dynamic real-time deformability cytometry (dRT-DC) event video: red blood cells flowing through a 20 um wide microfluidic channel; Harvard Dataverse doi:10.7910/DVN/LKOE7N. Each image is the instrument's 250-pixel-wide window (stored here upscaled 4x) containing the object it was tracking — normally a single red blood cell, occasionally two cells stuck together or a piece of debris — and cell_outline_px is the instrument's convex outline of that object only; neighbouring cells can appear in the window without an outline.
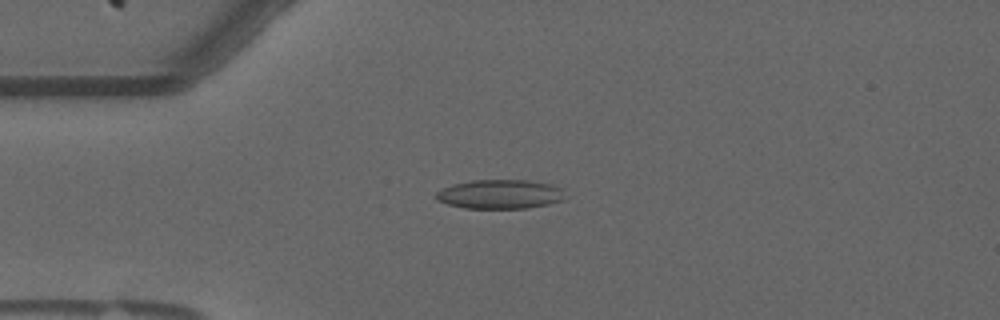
{"species": "common noctule bat (a hibernating species)", "species_latin": "Nyctalus noctula", "temperature_condition": "warm", "stored_images_in_passage": 48, "camera_frame_rate_fps": 3000, "um_per_image_px": 0.085, "animal": {"sex": "male", "forearm_length_mm": 52.5}, "frame": {"image": 1, "passage_image": 5, "time_ms": 1.333, "image_size_px": [1000, 320], "cell_outline_px": [[564, 200], [548, 204], [528, 208], [464, 208], [448, 204], [436, 200], [436, 192], [452, 184], [472, 180], [528, 180], [552, 184], [560, 188]], "centroid_in_image_um": [42.48, 16.5], "position_along_channel_um": 42.5, "area_um2": 21.85}}
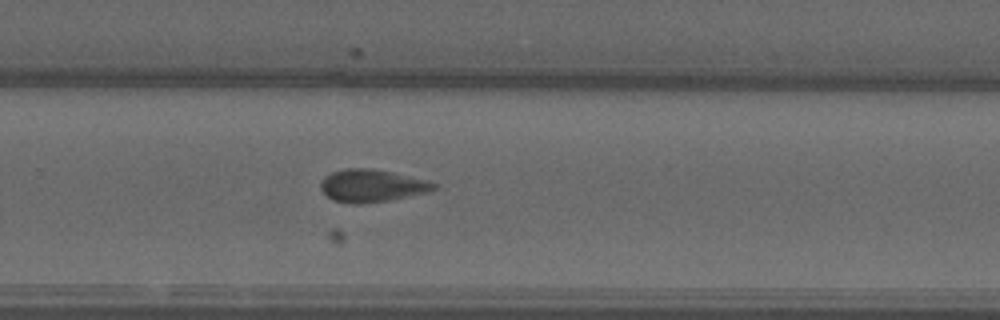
{"frame": {"image": 2, "passage_image": 28, "time_ms": 9.0, "image_size_px": [1000, 320], "cell_outline_px": [[436, 188], [424, 192], [388, 200], [356, 204], [352, 204], [332, 200], [320, 188], [320, 184], [324, 176], [332, 172], [348, 168], [368, 168], [392, 172], [428, 180], [436, 184]], "centroid_in_image_um": [31.56, 15.77], "position_along_channel_um": 298.2, "area_um2": 21.1}}
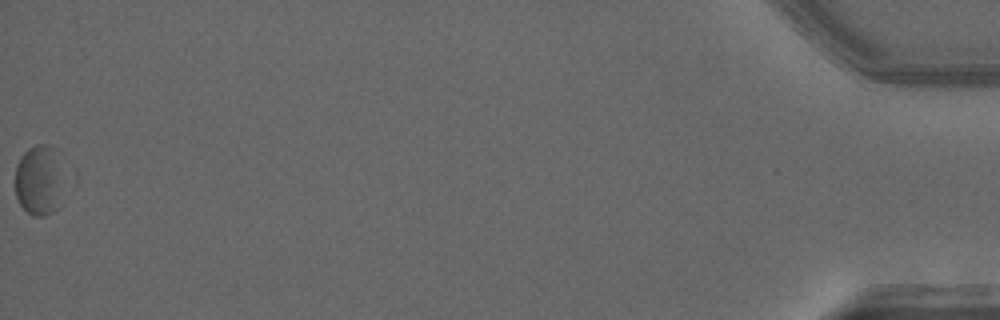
{"frame": {"image": 3, "passage_image": 48, "time_ms": 15.667, "image_size_px": [1000, 320], "cell_outline_px": [[64, 204], [60, 208], [44, 216], [32, 216], [20, 204], [16, 196], [16, 164], [20, 156], [28, 148], [36, 144], [52, 144]], "centroid_in_image_um": [3.28, 15.38], "position_along_channel_um": 431.9, "area_um2": 19.59}, "authors_computed_cell_mechanics": {"area_um2": 20.2589, "velocity_mm_per_s": 3.6014, "shape_relaxation_time_tau1_ms": null, "shape_relaxation_time_tau2_ms": 2.5658, "deformation_change_tau1": null, "deformation_change_tau2": 0.0872}}